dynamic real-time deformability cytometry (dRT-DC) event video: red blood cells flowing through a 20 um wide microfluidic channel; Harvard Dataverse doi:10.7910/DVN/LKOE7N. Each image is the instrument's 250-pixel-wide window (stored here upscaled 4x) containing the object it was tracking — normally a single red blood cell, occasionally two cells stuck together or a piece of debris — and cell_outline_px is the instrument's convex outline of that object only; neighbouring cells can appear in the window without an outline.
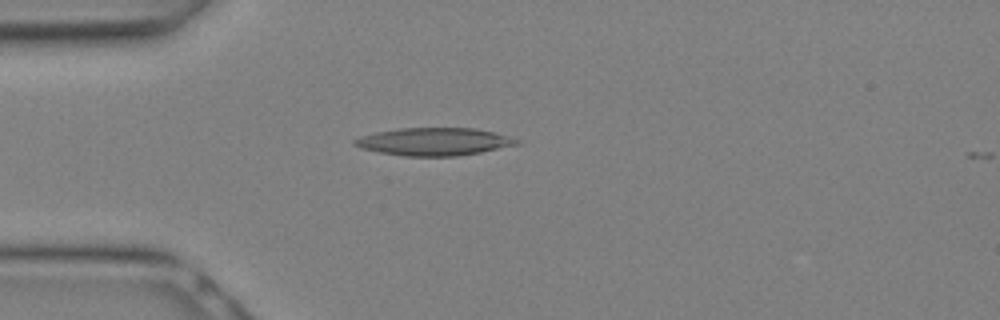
{"species": "Egyptian fruit bat (a non-hibernating species)", "species_latin": "Rousettus aegyptiacus", "temperature_condition": "warm", "stored_images_in_passage": 23, "camera_frame_rate_fps": 3000, "um_per_image_px": 0.085, "animal": {"sex": "female"}, "frame": {"image": 1, "passage_image": 3, "time_ms": 0.667, "image_size_px": [1000, 320], "cell_outline_px": [[524, 140], [520, 144], [480, 152], [456, 156], [404, 156], [380, 152], [360, 148], [352, 144], [352, 140], [360, 136], [376, 132], [400, 128], [476, 128], [496, 132]], "centroid_in_image_um": [36.93, 12.03], "position_along_channel_um": 48.1, "area_um2": 26.41}}
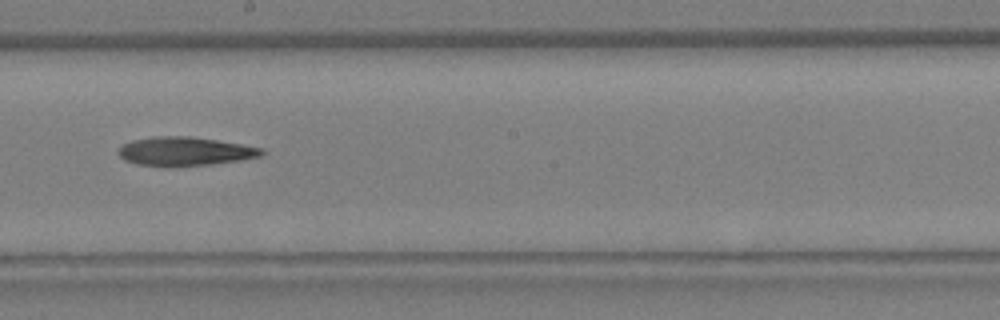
{"frame": {"image": 2, "passage_image": 11, "time_ms": 3.333, "image_size_px": [1000, 320], "cell_outline_px": [[264, 152], [260, 156], [236, 160], [208, 164], [136, 164], [124, 160], [116, 152], [124, 144], [132, 140], [152, 136], [192, 136], [264, 148]], "centroid_in_image_um": [15.69, 12.82], "position_along_channel_um": 232.5, "area_um2": 23.12}}
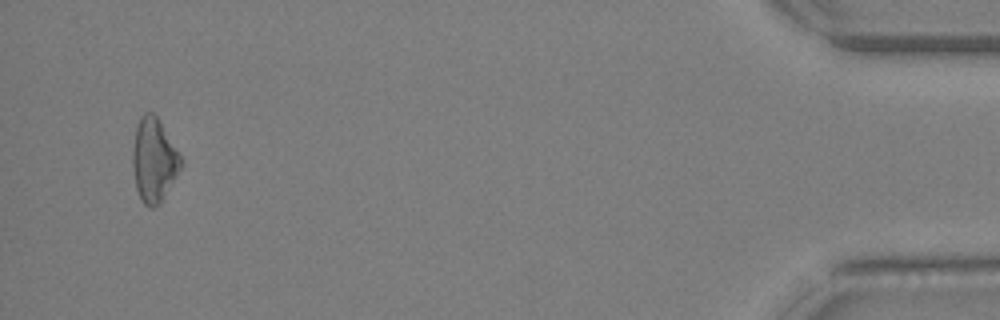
{"frame": {"image": 3, "passage_image": 22, "time_ms": 7.0, "image_size_px": [1000, 320], "cell_outline_px": [[184, 164], [160, 204], [156, 208], [148, 208], [140, 200], [136, 188], [132, 168], [132, 152], [136, 128], [140, 116], [144, 112], [152, 112], [160, 120], [184, 160]], "centroid_in_image_um": [13.1, 13.63], "position_along_channel_um": 422.1, "area_um2": 24.1}}